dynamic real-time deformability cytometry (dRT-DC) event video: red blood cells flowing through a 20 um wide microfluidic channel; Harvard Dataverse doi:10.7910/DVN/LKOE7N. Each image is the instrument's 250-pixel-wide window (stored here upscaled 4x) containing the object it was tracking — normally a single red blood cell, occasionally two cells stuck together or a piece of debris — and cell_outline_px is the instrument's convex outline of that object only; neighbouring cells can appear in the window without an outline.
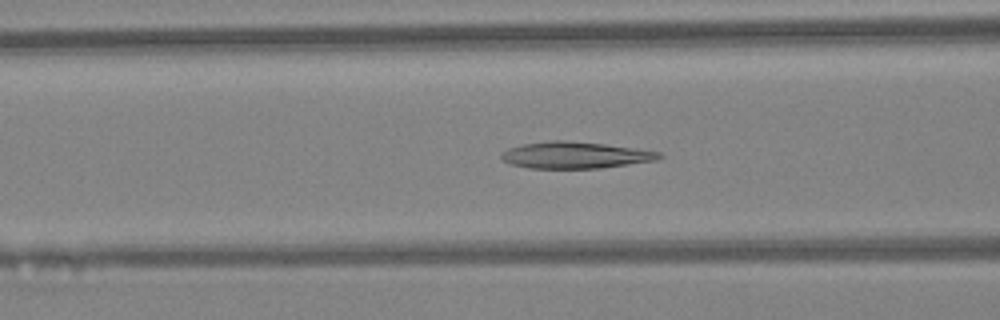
{"species": "Egyptian fruit bat (a non-hibernating species)", "species_latin": "Rousettus aegyptiacus", "temperature_condition": "warm", "stored_images_in_passage": 39, "camera_frame_rate_fps": 3000, "um_per_image_px": 0.085, "animal": {"sex": "female"}, "frame": {"image": 1, "passage_image": 17, "time_ms": 5.333, "image_size_px": [1000, 320], "cell_outline_px": [[664, 156], [656, 160], [600, 168], [528, 168], [512, 164], [504, 160], [500, 156], [508, 148], [524, 144], [552, 140], [564, 140], [604, 144], [660, 152]], "centroid_in_image_um": [48.89, 13.18], "position_along_channel_um": 117.7, "area_um2": 24.1}}
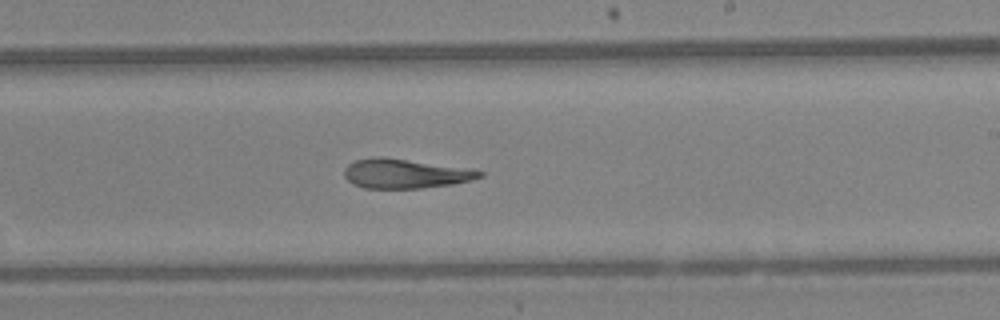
{"frame": {"image": 2, "passage_image": 26, "time_ms": 8.333, "image_size_px": [1000, 320], "cell_outline_px": [[484, 176], [472, 180], [452, 184], [420, 188], [364, 188], [352, 184], [344, 176], [344, 168], [348, 164], [356, 160], [376, 156], [384, 156], [472, 168], [484, 172]], "centroid_in_image_um": [34.46, 14.74], "position_along_channel_um": 254.5, "area_um2": 23.58}}
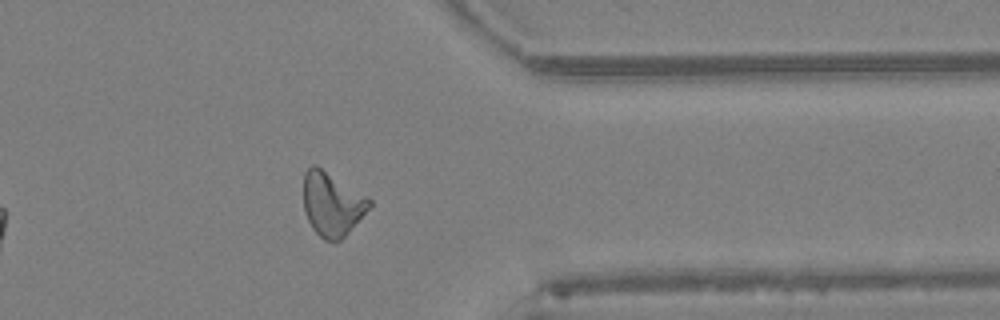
{"frame": {"image": 3, "passage_image": 35, "time_ms": 11.333, "image_size_px": [1000, 320], "cell_outline_px": [[372, 204], [348, 232], [336, 244], [324, 240], [312, 228], [304, 212], [304, 172], [312, 164], [316, 164], [368, 196], [372, 200]], "centroid_in_image_um": [28.21, 17.33], "position_along_channel_um": 383.2, "area_um2": 24.62}, "authors_computed_cell_mechanics": {"area_um2": 24.4494, "velocity_mm_per_s": 4.5762, "shape_relaxation_time_tau1_ms": null, "shape_relaxation_time_tau2_ms": 5.7535, "deformation_change_tau1": null, "deformation_change_tau2": 0.1696}}